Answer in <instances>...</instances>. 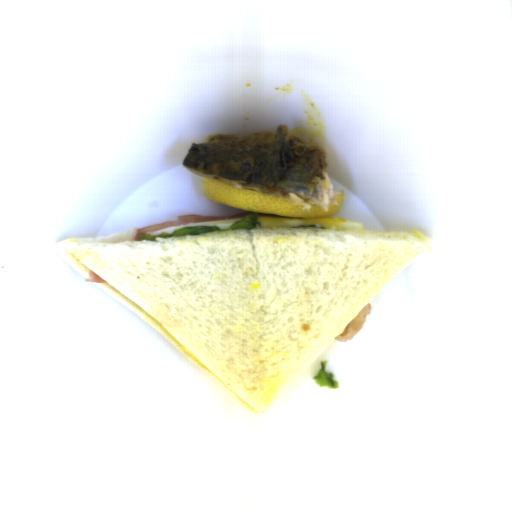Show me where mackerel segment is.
Listing matches in <instances>:
<instances>
[{"instance_id":"mackerel-segment-1","label":"mackerel segment","mask_w":512,"mask_h":512,"mask_svg":"<svg viewBox=\"0 0 512 512\" xmlns=\"http://www.w3.org/2000/svg\"><path fill=\"white\" fill-rule=\"evenodd\" d=\"M327 157L322 145L292 135L289 126L281 124L276 131L243 137L213 134L204 143H192L183 165L202 178L264 191L327 213L336 199Z\"/></svg>"}]
</instances>
